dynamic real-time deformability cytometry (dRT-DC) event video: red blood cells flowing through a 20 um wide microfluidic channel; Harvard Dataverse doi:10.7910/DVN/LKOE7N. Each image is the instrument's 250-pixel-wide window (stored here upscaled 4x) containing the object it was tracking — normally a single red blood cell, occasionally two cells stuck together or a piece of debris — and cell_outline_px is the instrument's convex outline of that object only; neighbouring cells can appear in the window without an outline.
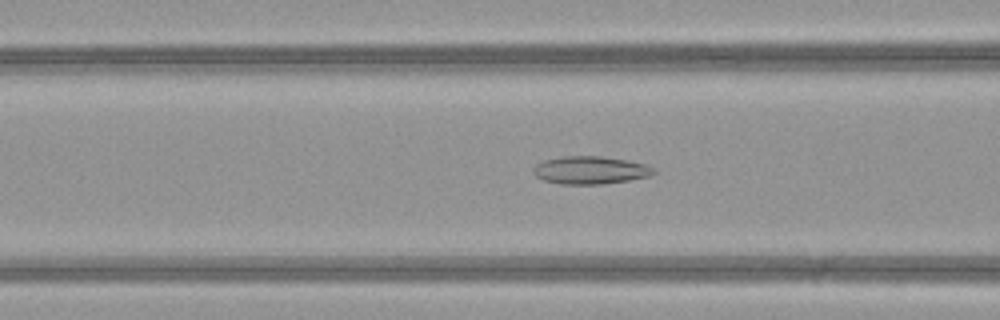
{"species": "common noctule bat (a hibernating species)", "species_latin": "Nyctalus noctula", "temperature_condition": "warm", "stored_images_in_passage": 51, "camera_frame_rate_fps": 3000, "um_per_image_px": 0.085, "animal": {"sex": "female", "body_mass_g": 21.9}, "frame": {"image": 1, "passage_image": 22, "time_ms": 7.0, "image_size_px": [1000, 320], "cell_outline_px": [[656, 172], [652, 176], [604, 184], [560, 184], [544, 180], [536, 176], [532, 172], [532, 168], [536, 164], [544, 160], [564, 156], [600, 156], [628, 160], [644, 164], [656, 168]], "centroid_in_image_um": [50.19, 14.46], "position_along_channel_um": 116.4, "area_um2": 19.65}}
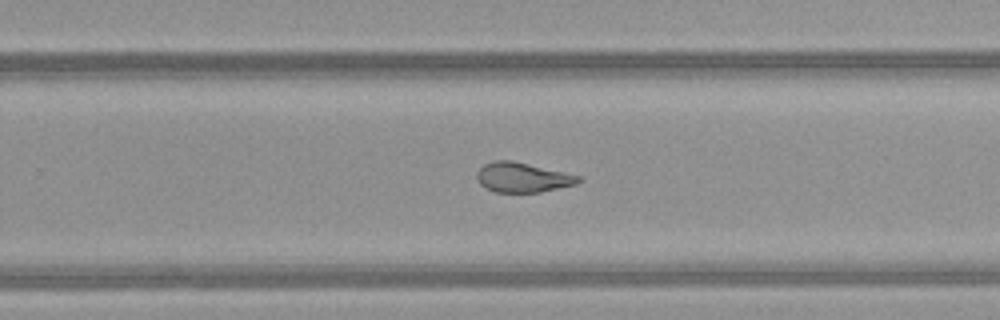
{"frame": {"image": 2, "passage_image": 34, "time_ms": 11.0, "image_size_px": [1000, 320], "cell_outline_px": [[584, 180], [576, 184], [540, 192], [496, 192], [484, 188], [476, 180], [476, 172], [484, 164], [492, 160], [512, 160], [580, 176]], "centroid_in_image_um": [44.38, 15.08], "position_along_channel_um": 285.4, "area_um2": 17.69}}
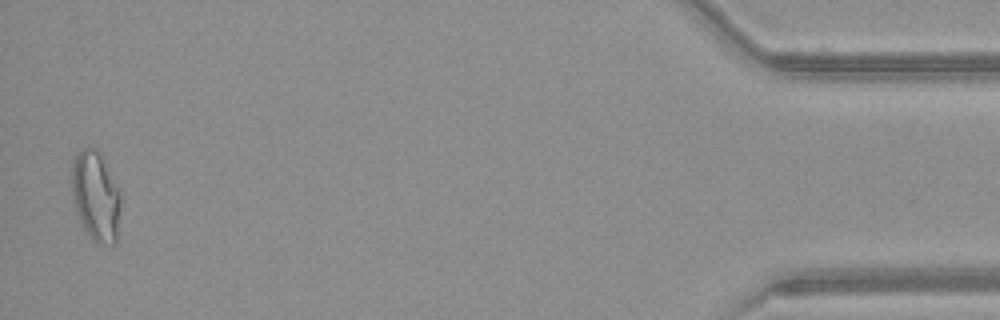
{"frame": {"image": 3, "passage_image": 50, "time_ms": 16.333, "image_size_px": [1000, 320], "cell_outline_px": [[120, 204], [116, 244], [96, 244], [84, 232], [80, 224], [72, 200], [72, 160], [84, 148], [96, 148], [104, 156], [120, 192]], "centroid_in_image_um": [8.13, 16.7], "position_along_channel_um": 427.1, "area_um2": 26.13}, "authors_computed_cell_mechanics": {"area_um2": 21.6172, "velocity_mm_per_s": 4.2222, "shape_relaxation_time_tau1_ms": null, "shape_relaxation_time_tau2_ms": 1.487, "deformation_change_tau1": null, "deformation_change_tau2": 0.0836}}